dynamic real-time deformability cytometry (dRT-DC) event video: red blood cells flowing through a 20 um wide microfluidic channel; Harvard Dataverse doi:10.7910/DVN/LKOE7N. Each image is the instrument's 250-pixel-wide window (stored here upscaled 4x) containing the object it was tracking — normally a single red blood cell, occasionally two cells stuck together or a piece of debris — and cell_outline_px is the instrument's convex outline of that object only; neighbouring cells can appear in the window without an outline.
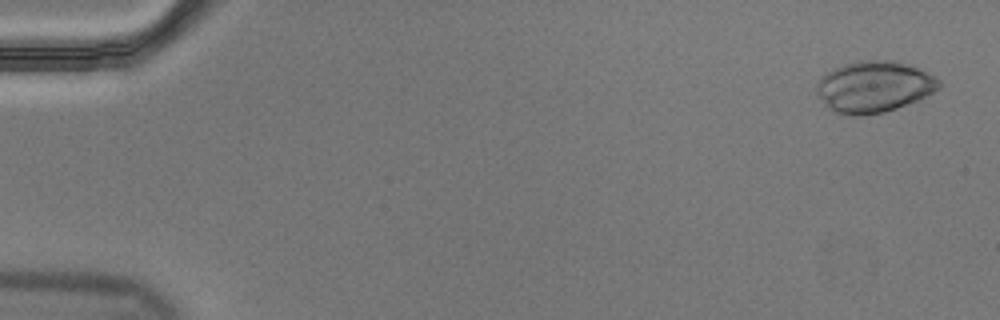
{"species": "Egyptian fruit bat (a non-hibernating species)", "species_latin": "Rousettus aegyptiacus", "temperature_condition": "cold", "stored_images_in_passage": 58, "camera_frame_rate_fps": 3000, "um_per_image_px": 0.085, "animal": {"sex": "male"}, "frame": {"image": 1, "passage_image": 3, "time_ms": 0.667, "image_size_px": [1000, 320], "cell_outline_px": [[944, 84], [940, 88], [916, 100], [896, 108], [884, 112], [856, 116], [844, 116], [832, 112], [824, 104], [816, 92], [816, 80], [828, 72], [844, 64], [856, 60], [892, 60], [912, 64], [920, 68], [940, 80]], "centroid_in_image_um": [74.27, 7.37], "position_along_channel_um": 10.7, "area_um2": 36.99}}
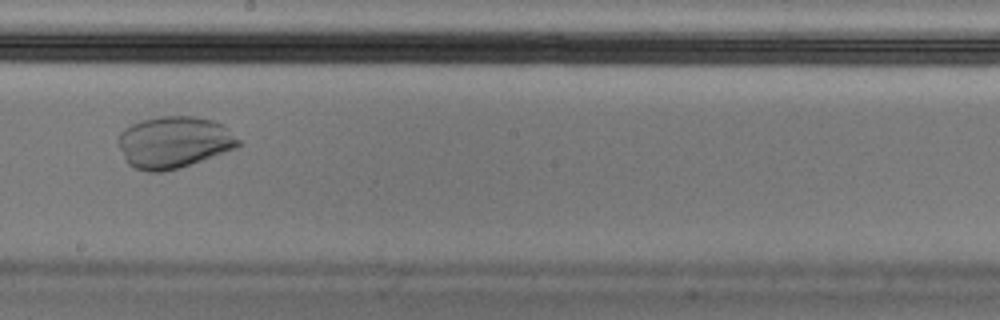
{"frame": {"image": 2, "passage_image": 34, "time_ms": 11.0, "image_size_px": [1000, 320], "cell_outline_px": [[240, 144], [236, 148], [180, 168], [164, 172], [148, 172], [136, 168], [128, 164], [116, 140], [120, 132], [124, 128], [140, 120], [160, 116], [196, 116], [212, 120], [228, 128], [240, 140]], "centroid_in_image_um": [14.77, 12.08], "position_along_channel_um": 233.4, "area_um2": 36.36}}